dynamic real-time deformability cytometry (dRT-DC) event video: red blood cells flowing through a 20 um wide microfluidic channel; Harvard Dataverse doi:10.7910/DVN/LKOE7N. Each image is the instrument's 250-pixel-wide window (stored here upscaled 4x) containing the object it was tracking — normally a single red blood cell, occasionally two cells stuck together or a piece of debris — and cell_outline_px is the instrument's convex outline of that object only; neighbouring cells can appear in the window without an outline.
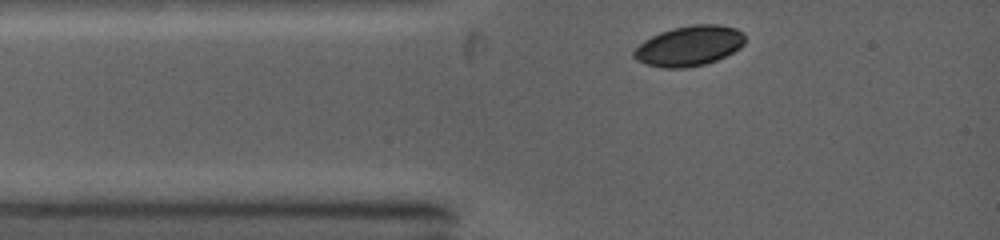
{"species": "common noctule bat (a hibernating species)", "species_latin": "Nyctalus noctula", "temperature_condition": "warm", "stored_images_in_passage": 13, "camera_frame_rate_fps": 5000, "um_per_image_px": 0.085, "animal": {"sex": "female", "body_mass_g": 19.0, "forearm_length_mm": 53.3}, "frame": {"image": 1, "passage_image": 1, "time_ms": 0.0, "image_size_px": [1000, 240], "cell_outline_px": [[744, 44], [740, 48], [716, 60], [704, 64], [688, 68], [664, 68], [644, 64], [636, 60], [632, 56], [632, 52], [644, 40], [660, 32], [672, 28], [692, 24], [716, 24], [736, 28], [744, 36]], "centroid_in_image_um": [58.54, 3.9], "position_along_channel_um": 26.5, "area_um2": 26.01}}
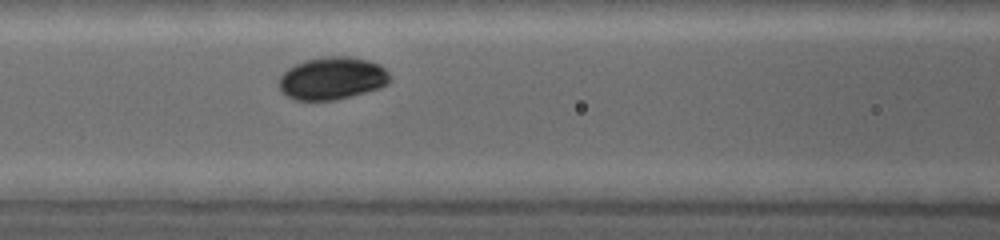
{"frame": {"image": 2, "passage_image": 8, "time_ms": 3.0, "image_size_px": [1000, 240], "cell_outline_px": [[388, 84], [380, 88], [336, 100], [296, 100], [280, 92], [280, 76], [288, 68], [304, 60], [324, 56], [348, 56], [368, 60], [384, 68], [388, 72]], "centroid_in_image_um": [28.21, 6.66], "position_along_channel_um": 138.4, "area_um2": 27.4}}
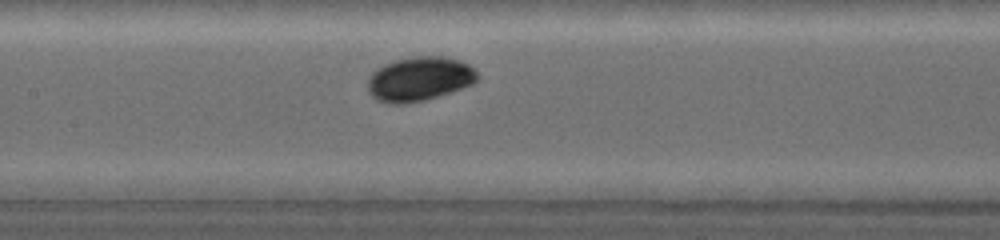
{"frame": {"image": 3, "passage_image": 10, "time_ms": 3.8, "image_size_px": [1000, 240], "cell_outline_px": [[480, 76], [472, 84], [424, 100], [404, 104], [388, 104], [376, 100], [368, 92], [368, 80], [372, 72], [384, 64], [396, 60], [412, 56], [444, 56], [460, 60], [468, 64]], "centroid_in_image_um": [35.62, 6.7], "position_along_channel_um": 171.8, "area_um2": 28.21}}